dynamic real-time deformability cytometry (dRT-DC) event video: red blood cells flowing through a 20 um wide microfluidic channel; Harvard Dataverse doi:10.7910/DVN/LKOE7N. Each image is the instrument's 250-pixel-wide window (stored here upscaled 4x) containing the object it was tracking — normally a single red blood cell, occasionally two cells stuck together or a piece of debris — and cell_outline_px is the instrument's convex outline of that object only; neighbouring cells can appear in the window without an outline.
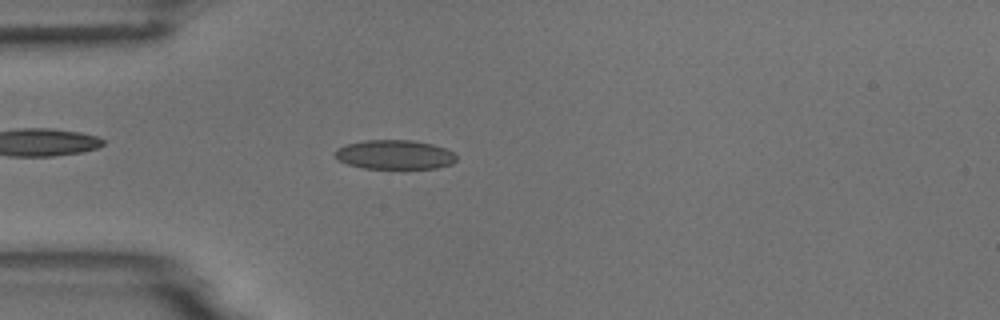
{"species": "common noctule bat (a hibernating species)", "species_latin": "Nyctalus noctula", "temperature_condition": "room temperature", "stored_images_in_passage": 4, "camera_frame_rate_fps": 3000, "um_per_image_px": 0.085, "animal": {"sex": "male", "body_mass_g": 18.8}, "frame": {"image": 1, "passage_image": 4, "time_ms": 3.333, "image_size_px": [1000, 320], "cell_outline_px": [[456, 160], [452, 164], [436, 168], [364, 168], [348, 164], [340, 160], [336, 156], [336, 148], [344, 144], [364, 140], [412, 140], [432, 144], [444, 148], [452, 152], [456, 156]], "centroid_in_image_um": [33.54, 13.13], "position_along_channel_um": 51.5, "area_um2": 20.58}}